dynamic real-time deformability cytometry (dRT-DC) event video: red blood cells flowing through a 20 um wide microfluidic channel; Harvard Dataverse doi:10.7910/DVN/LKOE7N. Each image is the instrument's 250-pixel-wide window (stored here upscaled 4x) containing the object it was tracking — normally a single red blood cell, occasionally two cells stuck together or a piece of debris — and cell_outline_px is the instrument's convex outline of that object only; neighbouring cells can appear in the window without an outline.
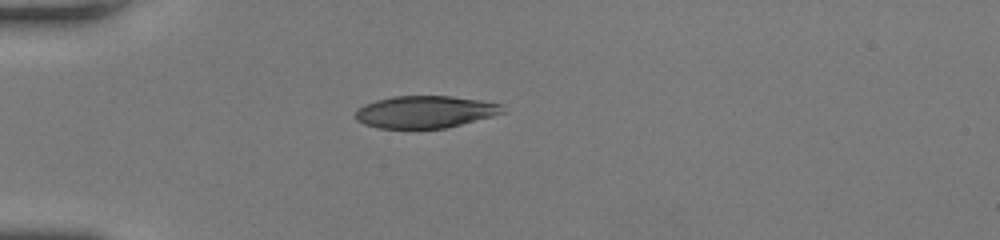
{"species": "human", "species_latin": "Homo sapiens", "temperature_condition": "room temperature", "stored_images_in_passage": 37, "camera_frame_rate_fps": 3000, "um_per_image_px": 0.085, "donor": {"sex": "female"}, "frame": {"image": 1, "passage_image": 1, "time_ms": 0.0, "image_size_px": [1000, 240], "cell_outline_px": [[504, 112], [492, 116], [444, 128], [380, 128], [364, 124], [356, 120], [356, 112], [364, 104], [376, 100], [392, 96], [452, 96], [480, 100], [500, 104]], "centroid_in_image_um": [36.1, 9.5], "position_along_channel_um": 48.9, "area_um2": 27.28}}
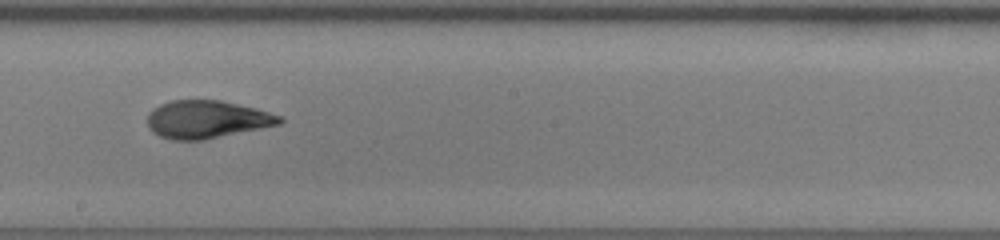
{"frame": {"image": 2, "passage_image": 16, "time_ms": 5.0, "image_size_px": [1000, 240], "cell_outline_px": [[284, 120], [280, 124], [204, 140], [172, 140], [160, 136], [152, 132], [148, 128], [148, 112], [152, 108], [168, 100], [220, 100], [256, 108], [280, 116]], "centroid_in_image_um": [17.53, 10.15], "position_along_channel_um": 230.7, "area_um2": 29.19}}
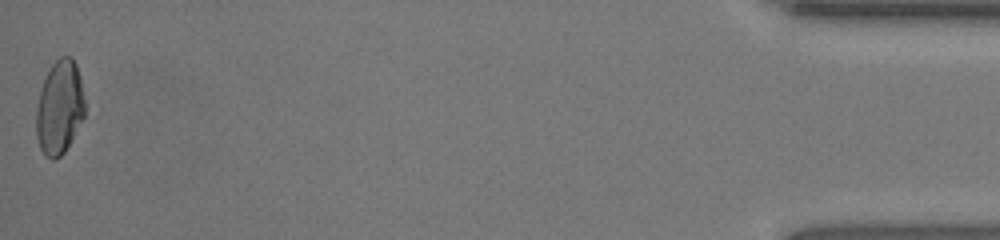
{"frame": {"image": 3, "passage_image": 37, "time_ms": 12.0, "image_size_px": [1000, 240], "cell_outline_px": [[84, 116], [72, 140], [64, 152], [56, 160], [52, 160], [44, 156], [40, 148], [36, 136], [36, 108], [40, 92], [44, 80], [52, 64], [60, 56], [72, 56], [76, 64], [80, 76], [84, 96]], "centroid_in_image_um": [5.06, 9.16], "position_along_channel_um": 430.1, "area_um2": 26.7}, "authors_computed_cell_mechanics": {"area_um2": 29.3624, "velocity_mm_per_s": 4.1057, "shape_relaxation_time_tau1_ms": 6.2691, "shape_relaxation_time_tau2_ms": 1.3803, "deformation_change_tau1": 0.2184, "deformation_change_tau2": 0.0743}}